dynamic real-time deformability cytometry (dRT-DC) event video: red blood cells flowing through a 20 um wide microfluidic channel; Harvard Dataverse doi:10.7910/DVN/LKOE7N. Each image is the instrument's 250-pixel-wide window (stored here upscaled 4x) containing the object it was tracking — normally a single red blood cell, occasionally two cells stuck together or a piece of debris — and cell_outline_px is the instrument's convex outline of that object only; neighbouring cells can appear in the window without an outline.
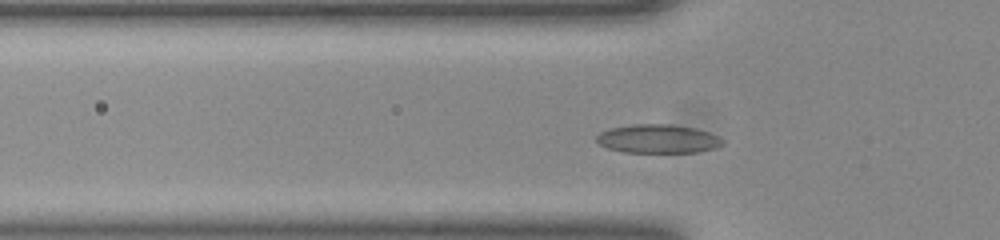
{"species": "common noctule bat (a hibernating species)", "species_latin": "Nyctalus noctula", "temperature_condition": "room temperature", "stored_images_in_passage": 46, "camera_frame_rate_fps": 3000, "um_per_image_px": 0.085, "animal": {"sex": "female", "body_mass_g": 23.0, "forearm_length_mm": 53.4}, "frame": {"image": 1, "passage_image": 10, "time_ms": 3.0, "image_size_px": [1000, 240], "cell_outline_px": [[724, 144], [716, 148], [696, 152], [624, 152], [608, 148], [600, 144], [596, 140], [596, 136], [600, 132], [612, 128], [632, 124], [672, 124], [696, 128], [708, 132], [724, 140]], "centroid_in_image_um": [55.94, 11.79], "position_along_channel_um": 69.9, "area_um2": 21.04}}
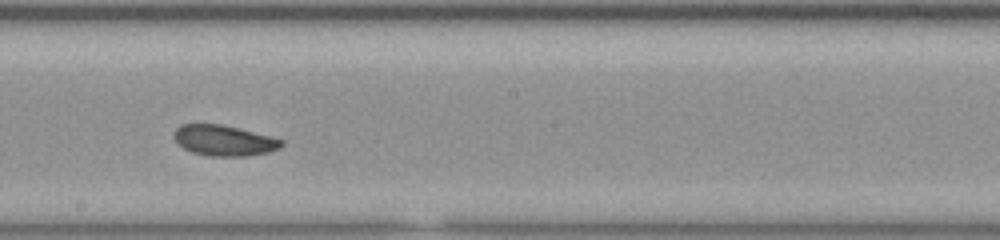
{"frame": {"image": 2, "passage_image": 22, "time_ms": 7.0, "image_size_px": [1000, 240], "cell_outline_px": [[284, 144], [280, 148], [268, 152], [248, 156], [208, 156], [192, 152], [184, 148], [172, 136], [176, 128], [180, 124], [220, 124], [240, 128], [272, 136], [284, 140]], "centroid_in_image_um": [19.07, 11.93], "position_along_channel_um": 229.1, "area_um2": 19.36}}
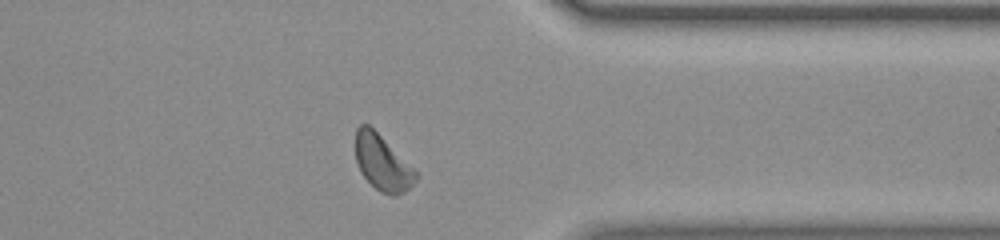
{"frame": {"image": 3, "passage_image": 34, "time_ms": 11.0, "image_size_px": [1000, 240], "cell_outline_px": [[420, 176], [404, 192], [396, 196], [392, 196], [380, 192], [360, 172], [356, 160], [356, 128], [360, 124], [368, 124], [420, 172]], "centroid_in_image_um": [32.55, 13.85], "position_along_channel_um": 378.9, "area_um2": 19.65}, "authors_computed_cell_mechanics": {"area_um2": 19.6231, "velocity_mm_per_s": 3.9794, "shape_relaxation_time_tau1_ms": 3.2094, "shape_relaxation_time_tau2_ms": null, "deformation_change_tau1": 0.0768, "deformation_change_tau2": null}}